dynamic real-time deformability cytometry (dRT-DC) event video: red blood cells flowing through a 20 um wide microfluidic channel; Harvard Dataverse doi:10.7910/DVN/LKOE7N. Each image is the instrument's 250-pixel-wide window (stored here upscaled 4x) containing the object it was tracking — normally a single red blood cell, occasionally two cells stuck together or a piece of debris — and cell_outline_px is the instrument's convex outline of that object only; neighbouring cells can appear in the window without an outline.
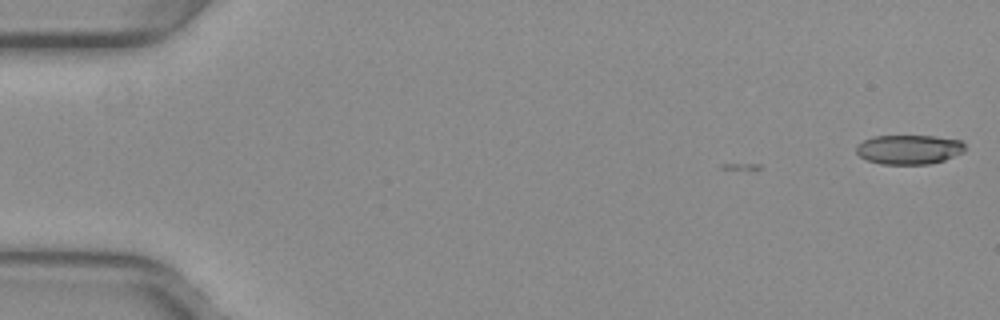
{"species": "common noctule bat (a hibernating species)", "species_latin": "Nyctalus noctula", "temperature_condition": "warm", "stored_images_in_passage": 3, "camera_frame_rate_fps": 3000, "um_per_image_px": 0.085, "animal": {"sex": "female", "body_mass_g": 29.2, "forearm_length_mm": 56.3}, "frame": {"image": 1, "passage_image": 3, "time_ms": 0.667, "image_size_px": [1000, 320], "cell_outline_px": [[964, 152], [944, 160], [932, 164], [880, 164], [868, 160], [860, 156], [856, 152], [856, 144], [872, 136], [936, 136], [960, 140], [964, 144]], "centroid_in_image_um": [77.25, 12.7], "position_along_channel_um": 7.7, "area_um2": 18.73}}